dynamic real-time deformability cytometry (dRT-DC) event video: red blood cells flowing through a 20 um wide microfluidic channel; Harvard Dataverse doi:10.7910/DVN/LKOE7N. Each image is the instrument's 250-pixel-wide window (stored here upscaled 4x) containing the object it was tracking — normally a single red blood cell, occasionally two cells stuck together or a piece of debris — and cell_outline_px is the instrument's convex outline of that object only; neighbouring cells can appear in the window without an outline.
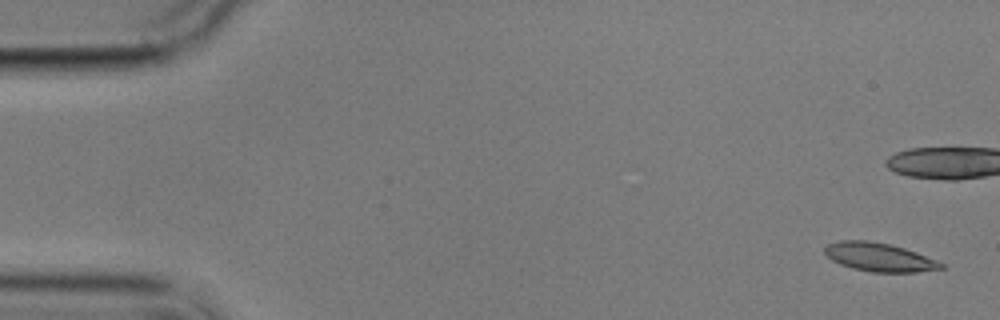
{"species": "common noctule bat (a hibernating species)", "species_latin": "Nyctalus noctula", "temperature_condition": "cold", "stored_images_in_passage": 15, "camera_frame_rate_fps": 3000, "um_per_image_px": 0.085, "animal": {"sex": "male", "body_mass_g": 17.9}, "frame": {"image": 1, "passage_image": 1, "time_ms": 0.0, "image_size_px": [1000, 320], "cell_outline_px": [[944, 268], [916, 272], [872, 272], [852, 268], [840, 264], [832, 260], [824, 252], [824, 248], [828, 244], [840, 240], [868, 240], [888, 244], [904, 248], [916, 252], [936, 260], [944, 264]], "centroid_in_image_um": [74.72, 21.85], "position_along_channel_um": 10.3, "area_um2": 19.25}}